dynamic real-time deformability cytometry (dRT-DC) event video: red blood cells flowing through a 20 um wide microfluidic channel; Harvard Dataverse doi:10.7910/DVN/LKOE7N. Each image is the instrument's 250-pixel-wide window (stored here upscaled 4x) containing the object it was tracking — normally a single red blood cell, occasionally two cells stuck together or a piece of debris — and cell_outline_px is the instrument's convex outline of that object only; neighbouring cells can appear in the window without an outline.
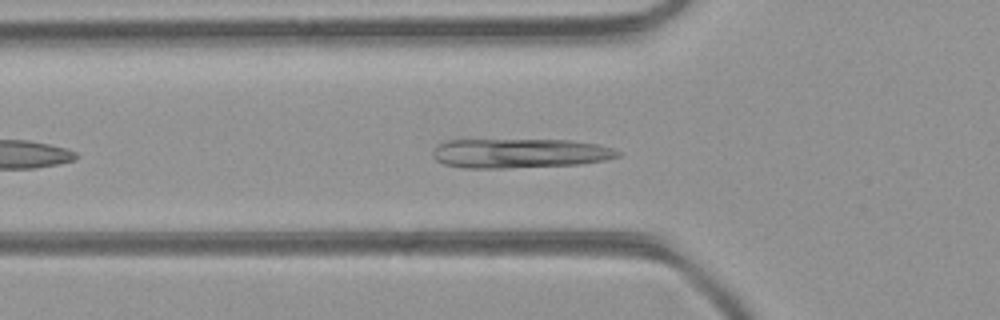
{"species": "common noctule bat (a hibernating species)", "species_latin": "Nyctalus noctula", "temperature_condition": "room temperature", "stored_images_in_passage": 38, "camera_frame_rate_fps": 3000, "um_per_image_px": 0.085, "animal": {"sex": "female", "body_mass_g": 21.9}, "frame": {"image": 1, "passage_image": 6, "time_ms": 1.667, "image_size_px": [1000, 320], "cell_outline_px": [[624, 152], [620, 156], [604, 160], [580, 164], [504, 168], [464, 168], [444, 164], [436, 160], [432, 156], [432, 148], [436, 144], [444, 140], [572, 140], [596, 144], [612, 148]], "centroid_in_image_um": [44.14, 13.02], "position_along_channel_um": 81.7, "area_um2": 32.02}}
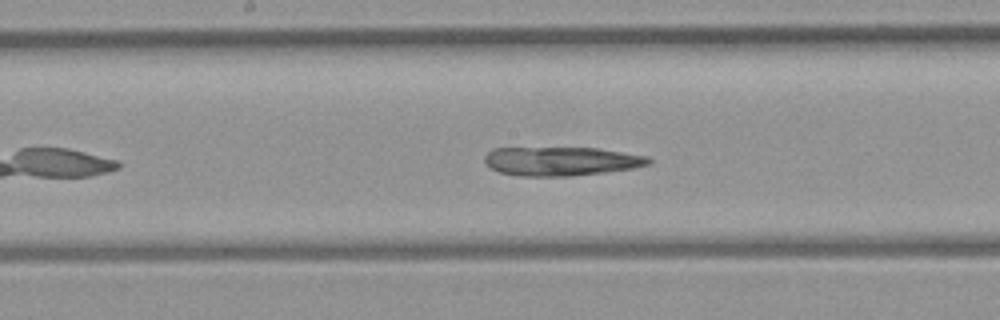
{"frame": {"image": 2, "passage_image": 14, "time_ms": 4.333, "image_size_px": [1000, 320], "cell_outline_px": [[652, 160], [648, 164], [632, 168], [604, 172], [572, 176], [520, 176], [500, 172], [492, 168], [484, 160], [484, 156], [492, 148], [596, 148], [648, 156]], "centroid_in_image_um": [47.68, 13.7], "position_along_channel_um": 200.5, "area_um2": 27.4}}
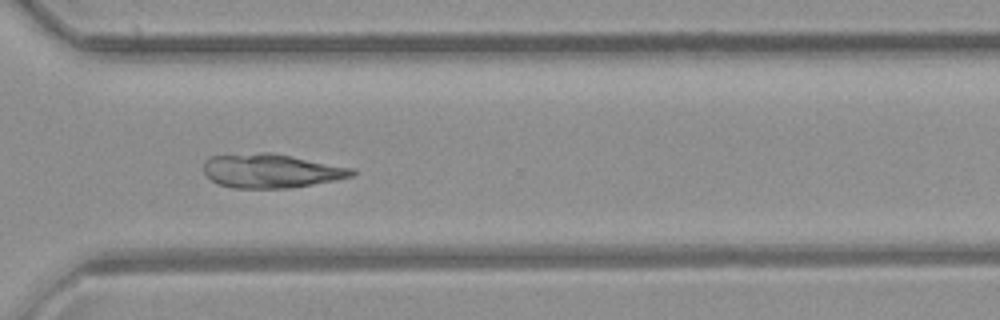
{"frame": {"image": 3, "passage_image": 24, "time_ms": 7.667, "image_size_px": [1000, 320], "cell_outline_px": [[356, 172], [352, 176], [336, 180], [288, 188], [232, 188], [216, 184], [204, 172], [204, 160], [212, 156], [260, 152], [272, 152], [352, 168]], "centroid_in_image_um": [23.01, 14.52], "position_along_channel_um": 347.6, "area_um2": 29.3}}